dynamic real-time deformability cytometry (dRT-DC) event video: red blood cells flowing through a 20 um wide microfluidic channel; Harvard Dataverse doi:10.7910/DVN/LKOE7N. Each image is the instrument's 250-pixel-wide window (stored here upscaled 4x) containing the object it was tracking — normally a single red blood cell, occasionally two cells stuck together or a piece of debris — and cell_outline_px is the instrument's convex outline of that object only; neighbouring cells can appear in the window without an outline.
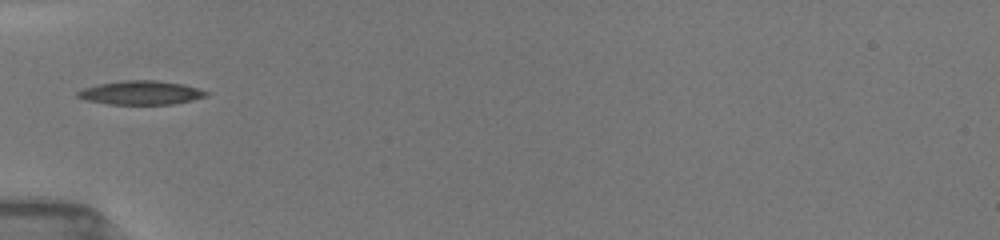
{"species": "common noctule bat (a hibernating species)", "species_latin": "Nyctalus noctula", "temperature_condition": "room temperature", "stored_images_in_passage": 5, "camera_frame_rate_fps": 3000, "um_per_image_px": 0.085, "animal": {"sex": "female", "body_mass_g": 19.5, "forearm_length_mm": 54.1}, "frame": {"image": 1, "passage_image": 1, "time_ms": 0.0, "image_size_px": [1000, 240], "cell_outline_px": [[212, 92], [208, 96], [192, 100], [172, 104], [108, 104], [84, 100], [76, 96], [76, 92], [84, 88], [100, 84], [120, 80], [156, 80], [184, 84]], "centroid_in_image_um": [12.01, 7.88], "position_along_channel_um": 73.0, "area_um2": 18.03}}
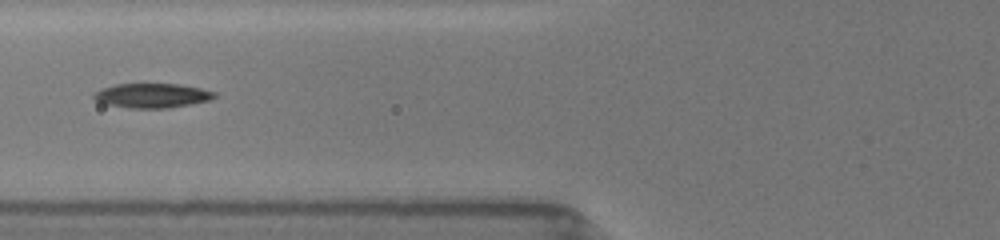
{"frame": {"image": 2, "passage_image": 3, "time_ms": 1.0, "image_size_px": [1000, 240], "cell_outline_px": [[216, 96], [208, 100], [168, 108], [132, 108], [108, 104], [96, 100], [92, 96], [100, 88], [116, 84], [180, 84], [200, 88], [216, 92]], "centroid_in_image_um": [12.92, 8.11], "position_along_channel_um": 112.9, "area_um2": 16.94}}
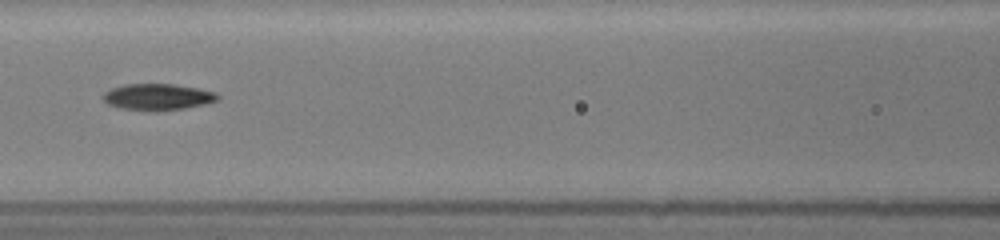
{"frame": {"image": 3, "passage_image": 4, "time_ms": 2.0, "image_size_px": [1000, 240], "cell_outline_px": [[220, 96], [216, 100], [208, 104], [184, 108], [156, 112], [152, 112], [120, 108], [108, 104], [100, 96], [104, 92], [112, 88], [124, 84], [176, 84], [200, 88], [216, 92]], "centroid_in_image_um": [13.41, 8.24], "position_along_channel_um": 153.2, "area_um2": 18.03}}